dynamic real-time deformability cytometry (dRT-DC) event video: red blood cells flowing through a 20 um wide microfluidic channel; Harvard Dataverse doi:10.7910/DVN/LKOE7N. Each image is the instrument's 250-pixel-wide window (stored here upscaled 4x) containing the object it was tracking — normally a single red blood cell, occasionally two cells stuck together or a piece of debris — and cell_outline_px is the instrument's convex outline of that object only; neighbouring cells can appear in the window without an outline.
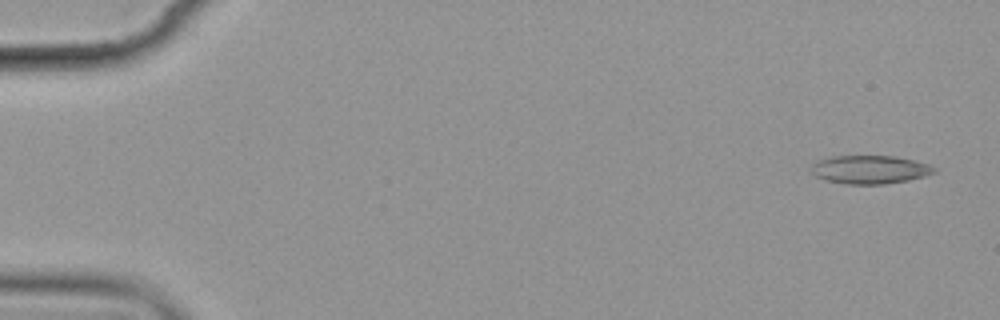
{"species": "common noctule bat (a hibernating species)", "species_latin": "Nyctalus noctula", "temperature_condition": "cold", "stored_images_in_passage": 15, "camera_frame_rate_fps": 3000, "um_per_image_px": 0.085, "animal": {"sex": "female", "body_mass_g": 19.9}, "frame": {"image": 1, "passage_image": 1, "time_ms": 0.0, "image_size_px": [1000, 320], "cell_outline_px": [[936, 172], [924, 176], [908, 180], [884, 184], [844, 184], [828, 180], [816, 176], [812, 172], [812, 164], [816, 160], [832, 156], [896, 156], [928, 164], [936, 168]], "centroid_in_image_um": [73.93, 14.41], "position_along_channel_um": 11.1, "area_um2": 20.23}}
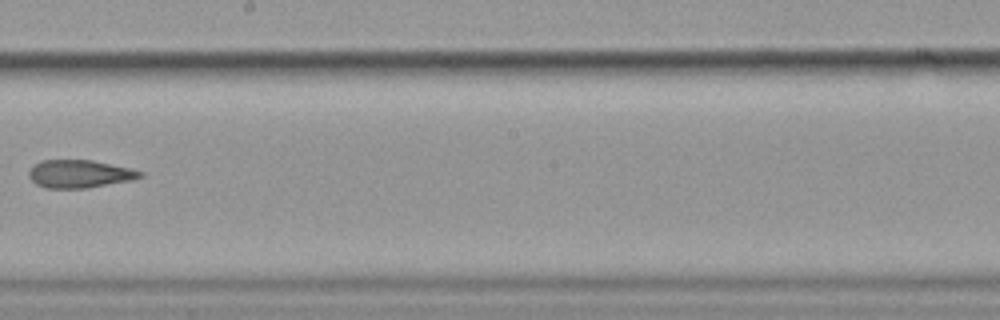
{"frame": {"image": 2, "passage_image": 9, "time_ms": 10.333, "image_size_px": [1000, 320], "cell_outline_px": [[144, 176], [132, 180], [88, 188], [44, 188], [36, 184], [28, 176], [28, 172], [40, 160], [92, 160], [128, 168], [144, 172]], "centroid_in_image_um": [6.76, 14.79], "position_along_channel_um": 241.4, "area_um2": 18.03}}
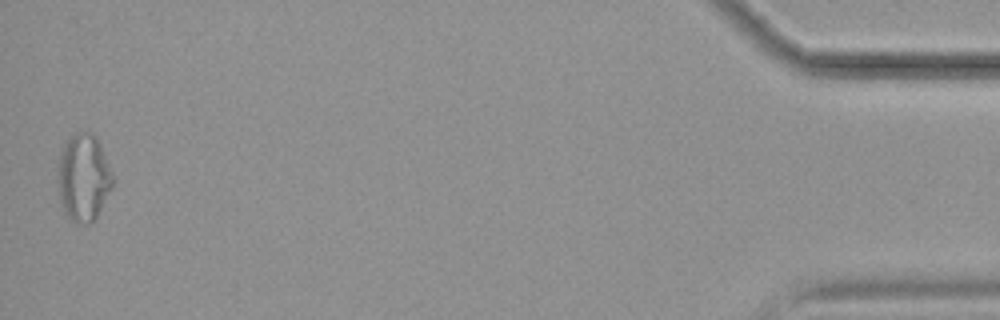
{"frame": {"image": 3, "passage_image": 15, "time_ms": 18.0, "image_size_px": [1000, 320], "cell_outline_px": [[112, 188], [96, 216], [88, 224], [72, 220], [68, 216], [60, 204], [56, 180], [56, 164], [60, 148], [64, 140], [76, 132], [88, 132], [96, 136], [100, 144], [112, 172]], "centroid_in_image_um": [7.03, 15.03], "position_along_channel_um": 428.2, "area_um2": 28.32}, "authors_computed_cell_mechanics": {"area_um2": 19.7676, "velocity_mm_per_s": 3.5455, "shape_relaxation_time_tau1_ms": null, "shape_relaxation_time_tau2_ms": 6.8389, "deformation_change_tau1": null, "deformation_change_tau2": 0.1789}}